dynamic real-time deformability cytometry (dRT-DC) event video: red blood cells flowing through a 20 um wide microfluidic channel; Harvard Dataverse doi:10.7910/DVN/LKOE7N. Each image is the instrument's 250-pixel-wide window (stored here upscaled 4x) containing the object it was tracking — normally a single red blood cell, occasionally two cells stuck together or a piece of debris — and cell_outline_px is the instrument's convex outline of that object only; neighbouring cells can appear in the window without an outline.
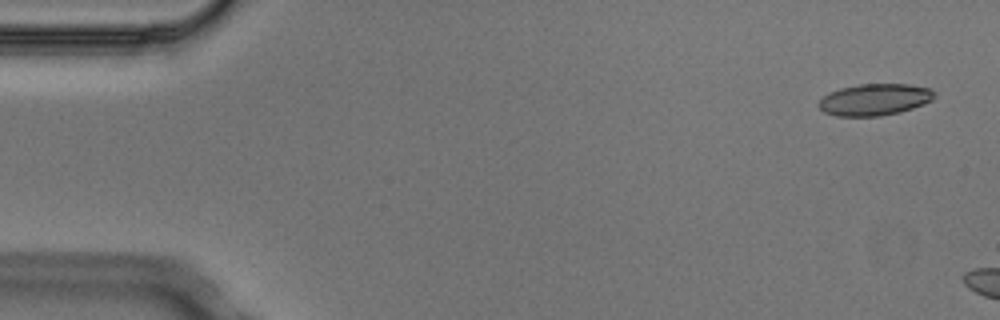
{"species": "Egyptian fruit bat (a non-hibernating species)", "species_latin": "Rousettus aegyptiacus", "temperature_condition": "cold", "stored_images_in_passage": 3, "camera_frame_rate_fps": 3000, "um_per_image_px": 0.085, "animal": {"sex": "male"}, "frame": {"image": 1, "passage_image": 1, "time_ms": 0.0, "image_size_px": [1000, 320], "cell_outline_px": [[936, 96], [932, 100], [924, 104], [900, 112], [880, 116], [836, 116], [824, 112], [816, 104], [828, 92], [840, 88], [860, 84], [908, 84], [928, 88], [936, 92]], "centroid_in_image_um": [74.34, 8.46], "position_along_channel_um": 10.7, "area_um2": 21.44}}